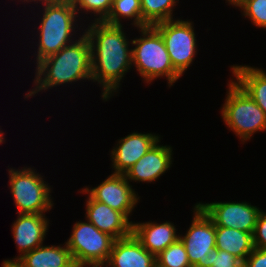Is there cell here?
<instances>
[{
    "label": "cell",
    "mask_w": 266,
    "mask_h": 267,
    "mask_svg": "<svg viewBox=\"0 0 266 267\" xmlns=\"http://www.w3.org/2000/svg\"><path fill=\"white\" fill-rule=\"evenodd\" d=\"M91 25V26H90ZM84 30L91 47L93 82L102 85L103 100H108L119 88L122 77L132 65V49L122 25L94 21Z\"/></svg>",
    "instance_id": "6da1fadb"
},
{
    "label": "cell",
    "mask_w": 266,
    "mask_h": 267,
    "mask_svg": "<svg viewBox=\"0 0 266 267\" xmlns=\"http://www.w3.org/2000/svg\"><path fill=\"white\" fill-rule=\"evenodd\" d=\"M35 74V88L25 98L56 85L85 79L92 81L91 47L85 33L57 53L39 61Z\"/></svg>",
    "instance_id": "7a4b0ae2"
},
{
    "label": "cell",
    "mask_w": 266,
    "mask_h": 267,
    "mask_svg": "<svg viewBox=\"0 0 266 267\" xmlns=\"http://www.w3.org/2000/svg\"><path fill=\"white\" fill-rule=\"evenodd\" d=\"M140 38L132 40V64L147 83L166 77L169 87L181 76L174 70L161 34L153 27L140 28Z\"/></svg>",
    "instance_id": "3957f363"
},
{
    "label": "cell",
    "mask_w": 266,
    "mask_h": 267,
    "mask_svg": "<svg viewBox=\"0 0 266 267\" xmlns=\"http://www.w3.org/2000/svg\"><path fill=\"white\" fill-rule=\"evenodd\" d=\"M43 5L36 64L72 43L71 36H73L72 32H75L74 24L77 21L73 2L54 1L44 2Z\"/></svg>",
    "instance_id": "277c9868"
},
{
    "label": "cell",
    "mask_w": 266,
    "mask_h": 267,
    "mask_svg": "<svg viewBox=\"0 0 266 267\" xmlns=\"http://www.w3.org/2000/svg\"><path fill=\"white\" fill-rule=\"evenodd\" d=\"M230 81L221 116L235 135L245 142L255 132L266 130V115L235 80Z\"/></svg>",
    "instance_id": "5b68a950"
},
{
    "label": "cell",
    "mask_w": 266,
    "mask_h": 267,
    "mask_svg": "<svg viewBox=\"0 0 266 267\" xmlns=\"http://www.w3.org/2000/svg\"><path fill=\"white\" fill-rule=\"evenodd\" d=\"M115 238L98 230L91 222H76L66 245L74 262L86 267H104Z\"/></svg>",
    "instance_id": "8992f818"
},
{
    "label": "cell",
    "mask_w": 266,
    "mask_h": 267,
    "mask_svg": "<svg viewBox=\"0 0 266 267\" xmlns=\"http://www.w3.org/2000/svg\"><path fill=\"white\" fill-rule=\"evenodd\" d=\"M9 185L18 214H44L53 206L51 190L32 168H10Z\"/></svg>",
    "instance_id": "52a82bcc"
},
{
    "label": "cell",
    "mask_w": 266,
    "mask_h": 267,
    "mask_svg": "<svg viewBox=\"0 0 266 267\" xmlns=\"http://www.w3.org/2000/svg\"><path fill=\"white\" fill-rule=\"evenodd\" d=\"M161 34L174 70L182 76L197 53L193 24L184 20H167L153 25Z\"/></svg>",
    "instance_id": "ba28073f"
},
{
    "label": "cell",
    "mask_w": 266,
    "mask_h": 267,
    "mask_svg": "<svg viewBox=\"0 0 266 267\" xmlns=\"http://www.w3.org/2000/svg\"><path fill=\"white\" fill-rule=\"evenodd\" d=\"M192 267H208L207 253L216 248V226L198 205L186 235L180 236Z\"/></svg>",
    "instance_id": "9c48e42d"
},
{
    "label": "cell",
    "mask_w": 266,
    "mask_h": 267,
    "mask_svg": "<svg viewBox=\"0 0 266 267\" xmlns=\"http://www.w3.org/2000/svg\"><path fill=\"white\" fill-rule=\"evenodd\" d=\"M212 219L215 226L233 228L253 235L261 212L247 202L197 203Z\"/></svg>",
    "instance_id": "30bf717a"
},
{
    "label": "cell",
    "mask_w": 266,
    "mask_h": 267,
    "mask_svg": "<svg viewBox=\"0 0 266 267\" xmlns=\"http://www.w3.org/2000/svg\"><path fill=\"white\" fill-rule=\"evenodd\" d=\"M82 192L89 193L94 200L121 212L128 220L139 199L126 179L125 174L117 173L109 175L97 187L92 189L86 187Z\"/></svg>",
    "instance_id": "8fae6325"
},
{
    "label": "cell",
    "mask_w": 266,
    "mask_h": 267,
    "mask_svg": "<svg viewBox=\"0 0 266 267\" xmlns=\"http://www.w3.org/2000/svg\"><path fill=\"white\" fill-rule=\"evenodd\" d=\"M159 140L158 135L137 132L119 140L111 151L114 173L125 174Z\"/></svg>",
    "instance_id": "7c38bea8"
},
{
    "label": "cell",
    "mask_w": 266,
    "mask_h": 267,
    "mask_svg": "<svg viewBox=\"0 0 266 267\" xmlns=\"http://www.w3.org/2000/svg\"><path fill=\"white\" fill-rule=\"evenodd\" d=\"M86 218L98 230L111 235L116 240L132 234V221H129L121 212L94 200L89 194L86 201Z\"/></svg>",
    "instance_id": "4fadbf2b"
},
{
    "label": "cell",
    "mask_w": 266,
    "mask_h": 267,
    "mask_svg": "<svg viewBox=\"0 0 266 267\" xmlns=\"http://www.w3.org/2000/svg\"><path fill=\"white\" fill-rule=\"evenodd\" d=\"M153 145L126 173L130 181L152 182L156 181L172 164V147Z\"/></svg>",
    "instance_id": "5bb4252c"
},
{
    "label": "cell",
    "mask_w": 266,
    "mask_h": 267,
    "mask_svg": "<svg viewBox=\"0 0 266 267\" xmlns=\"http://www.w3.org/2000/svg\"><path fill=\"white\" fill-rule=\"evenodd\" d=\"M18 215L12 225L13 239L20 253V256L13 258L15 260L43 244L49 225L44 214Z\"/></svg>",
    "instance_id": "9a60e30c"
},
{
    "label": "cell",
    "mask_w": 266,
    "mask_h": 267,
    "mask_svg": "<svg viewBox=\"0 0 266 267\" xmlns=\"http://www.w3.org/2000/svg\"><path fill=\"white\" fill-rule=\"evenodd\" d=\"M156 267V257L131 234L115 240L105 267Z\"/></svg>",
    "instance_id": "2e32d148"
},
{
    "label": "cell",
    "mask_w": 266,
    "mask_h": 267,
    "mask_svg": "<svg viewBox=\"0 0 266 267\" xmlns=\"http://www.w3.org/2000/svg\"><path fill=\"white\" fill-rule=\"evenodd\" d=\"M176 231L174 224L167 221L132 223V234L155 257L180 238Z\"/></svg>",
    "instance_id": "e0dca14e"
},
{
    "label": "cell",
    "mask_w": 266,
    "mask_h": 267,
    "mask_svg": "<svg viewBox=\"0 0 266 267\" xmlns=\"http://www.w3.org/2000/svg\"><path fill=\"white\" fill-rule=\"evenodd\" d=\"M25 267H72L75 262L65 246H39L18 259Z\"/></svg>",
    "instance_id": "ac0fdd59"
},
{
    "label": "cell",
    "mask_w": 266,
    "mask_h": 267,
    "mask_svg": "<svg viewBox=\"0 0 266 267\" xmlns=\"http://www.w3.org/2000/svg\"><path fill=\"white\" fill-rule=\"evenodd\" d=\"M235 81L263 110L266 115V73L251 66L231 67Z\"/></svg>",
    "instance_id": "d6986e66"
},
{
    "label": "cell",
    "mask_w": 266,
    "mask_h": 267,
    "mask_svg": "<svg viewBox=\"0 0 266 267\" xmlns=\"http://www.w3.org/2000/svg\"><path fill=\"white\" fill-rule=\"evenodd\" d=\"M216 248L233 254L244 262L254 249L253 236L237 229L216 226Z\"/></svg>",
    "instance_id": "ffe728a7"
},
{
    "label": "cell",
    "mask_w": 266,
    "mask_h": 267,
    "mask_svg": "<svg viewBox=\"0 0 266 267\" xmlns=\"http://www.w3.org/2000/svg\"><path fill=\"white\" fill-rule=\"evenodd\" d=\"M142 28L173 19V7L179 0H140Z\"/></svg>",
    "instance_id": "44dd1931"
},
{
    "label": "cell",
    "mask_w": 266,
    "mask_h": 267,
    "mask_svg": "<svg viewBox=\"0 0 266 267\" xmlns=\"http://www.w3.org/2000/svg\"><path fill=\"white\" fill-rule=\"evenodd\" d=\"M133 18V24L142 28V11L140 0H113L111 11L103 21L109 25H122L121 18Z\"/></svg>",
    "instance_id": "7402d4cb"
},
{
    "label": "cell",
    "mask_w": 266,
    "mask_h": 267,
    "mask_svg": "<svg viewBox=\"0 0 266 267\" xmlns=\"http://www.w3.org/2000/svg\"><path fill=\"white\" fill-rule=\"evenodd\" d=\"M156 267H192L180 238L156 256Z\"/></svg>",
    "instance_id": "603a6c76"
},
{
    "label": "cell",
    "mask_w": 266,
    "mask_h": 267,
    "mask_svg": "<svg viewBox=\"0 0 266 267\" xmlns=\"http://www.w3.org/2000/svg\"><path fill=\"white\" fill-rule=\"evenodd\" d=\"M73 4L78 14L79 9H83L86 13L91 12L98 17L94 21L103 22L111 11L113 0H73Z\"/></svg>",
    "instance_id": "cb8c5ba5"
},
{
    "label": "cell",
    "mask_w": 266,
    "mask_h": 267,
    "mask_svg": "<svg viewBox=\"0 0 266 267\" xmlns=\"http://www.w3.org/2000/svg\"><path fill=\"white\" fill-rule=\"evenodd\" d=\"M237 7L255 26L266 29V0H243Z\"/></svg>",
    "instance_id": "d4e9b609"
},
{
    "label": "cell",
    "mask_w": 266,
    "mask_h": 267,
    "mask_svg": "<svg viewBox=\"0 0 266 267\" xmlns=\"http://www.w3.org/2000/svg\"><path fill=\"white\" fill-rule=\"evenodd\" d=\"M208 267H243L244 262L233 254L214 248L207 253Z\"/></svg>",
    "instance_id": "484cf974"
},
{
    "label": "cell",
    "mask_w": 266,
    "mask_h": 267,
    "mask_svg": "<svg viewBox=\"0 0 266 267\" xmlns=\"http://www.w3.org/2000/svg\"><path fill=\"white\" fill-rule=\"evenodd\" d=\"M253 246L258 249H266V213L260 212L255 230L253 232Z\"/></svg>",
    "instance_id": "4316f807"
},
{
    "label": "cell",
    "mask_w": 266,
    "mask_h": 267,
    "mask_svg": "<svg viewBox=\"0 0 266 267\" xmlns=\"http://www.w3.org/2000/svg\"><path fill=\"white\" fill-rule=\"evenodd\" d=\"M244 267H266V249L255 248L247 256Z\"/></svg>",
    "instance_id": "83f0119b"
},
{
    "label": "cell",
    "mask_w": 266,
    "mask_h": 267,
    "mask_svg": "<svg viewBox=\"0 0 266 267\" xmlns=\"http://www.w3.org/2000/svg\"><path fill=\"white\" fill-rule=\"evenodd\" d=\"M2 267H25L19 260H5Z\"/></svg>",
    "instance_id": "f1b7e54d"
},
{
    "label": "cell",
    "mask_w": 266,
    "mask_h": 267,
    "mask_svg": "<svg viewBox=\"0 0 266 267\" xmlns=\"http://www.w3.org/2000/svg\"><path fill=\"white\" fill-rule=\"evenodd\" d=\"M32 1H34V2H36V1L41 2V1H42V3H43V2H54V1H60V2H73V0H31L30 2H32Z\"/></svg>",
    "instance_id": "f546056e"
},
{
    "label": "cell",
    "mask_w": 266,
    "mask_h": 267,
    "mask_svg": "<svg viewBox=\"0 0 266 267\" xmlns=\"http://www.w3.org/2000/svg\"><path fill=\"white\" fill-rule=\"evenodd\" d=\"M226 1L229 2V4L237 7L243 0H226Z\"/></svg>",
    "instance_id": "4dcf8cb0"
},
{
    "label": "cell",
    "mask_w": 266,
    "mask_h": 267,
    "mask_svg": "<svg viewBox=\"0 0 266 267\" xmlns=\"http://www.w3.org/2000/svg\"><path fill=\"white\" fill-rule=\"evenodd\" d=\"M3 134H4V132H2L1 130H0V144L1 143H3V141H4V136H3Z\"/></svg>",
    "instance_id": "1f68e13d"
},
{
    "label": "cell",
    "mask_w": 266,
    "mask_h": 267,
    "mask_svg": "<svg viewBox=\"0 0 266 267\" xmlns=\"http://www.w3.org/2000/svg\"><path fill=\"white\" fill-rule=\"evenodd\" d=\"M72 267H86V266L79 265V264L75 263Z\"/></svg>",
    "instance_id": "d6a6232c"
}]
</instances>
